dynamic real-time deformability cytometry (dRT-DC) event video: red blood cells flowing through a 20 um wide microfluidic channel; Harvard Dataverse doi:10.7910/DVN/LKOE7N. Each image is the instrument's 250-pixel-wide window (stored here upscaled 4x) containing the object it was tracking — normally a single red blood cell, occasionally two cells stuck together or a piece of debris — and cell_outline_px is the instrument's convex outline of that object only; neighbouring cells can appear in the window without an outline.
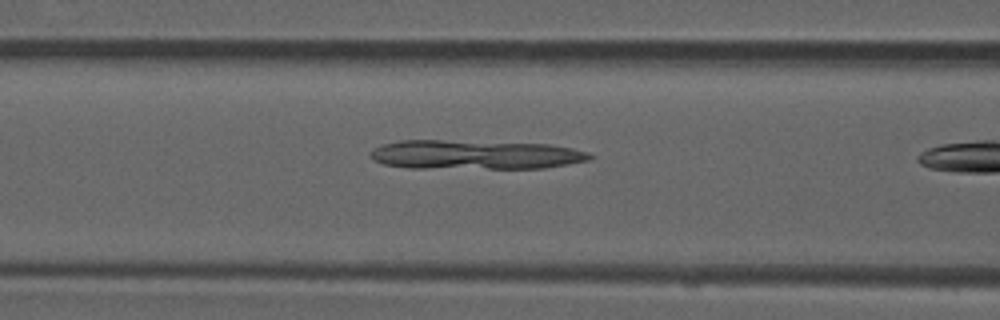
{"species": "common noctule bat (a hibernating species)", "species_latin": "Nyctalus noctula", "temperature_condition": "room temperature", "stored_images_in_passage": 15, "camera_frame_rate_fps": 3000, "um_per_image_px": 0.085, "animal": {"sex": "male", "forearm_length_mm": 52.5}, "frame": {"image": 1, "passage_image": 13, "time_ms": 4.0, "image_size_px": [1000, 320], "cell_outline_px": [[596, 156], [588, 160], [568, 164], [544, 168], [412, 168], [384, 164], [372, 160], [368, 156], [368, 152], [384, 144], [400, 140], [440, 140], [548, 144], [572, 148], [588, 152]], "centroid_in_image_um": [40.37, 13.15], "position_along_channel_um": 126.2, "area_um2": 37.4}}